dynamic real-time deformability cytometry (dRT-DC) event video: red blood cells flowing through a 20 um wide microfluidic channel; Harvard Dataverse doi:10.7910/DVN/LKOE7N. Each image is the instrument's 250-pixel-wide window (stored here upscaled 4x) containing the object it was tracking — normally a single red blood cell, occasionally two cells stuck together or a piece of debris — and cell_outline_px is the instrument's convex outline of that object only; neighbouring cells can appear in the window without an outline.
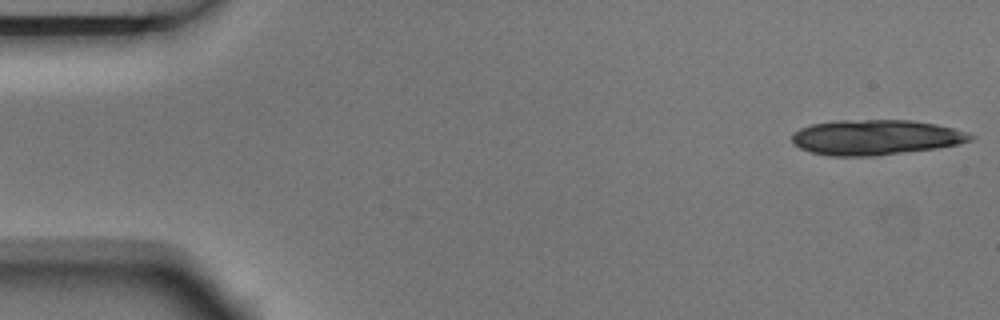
{"species": "Egyptian fruit bat (a non-hibernating species)", "species_latin": "Rousettus aegyptiacus", "temperature_condition": "room temperature", "stored_images_in_passage": 5, "camera_frame_rate_fps": 3000, "um_per_image_px": 0.085, "animal": {"sex": "male"}, "frame": {"image": 1, "passage_image": 1, "time_ms": 0.0, "image_size_px": [1000, 320], "cell_outline_px": [[976, 136], [972, 140], [960, 144], [940, 148], [876, 156], [832, 156], [812, 152], [800, 148], [792, 144], [792, 132], [800, 128], [812, 124], [836, 120], [912, 120], [936, 124], [968, 132]], "centroid_in_image_um": [74.45, 11.67], "position_along_channel_um": 10.5, "area_um2": 36.99}}
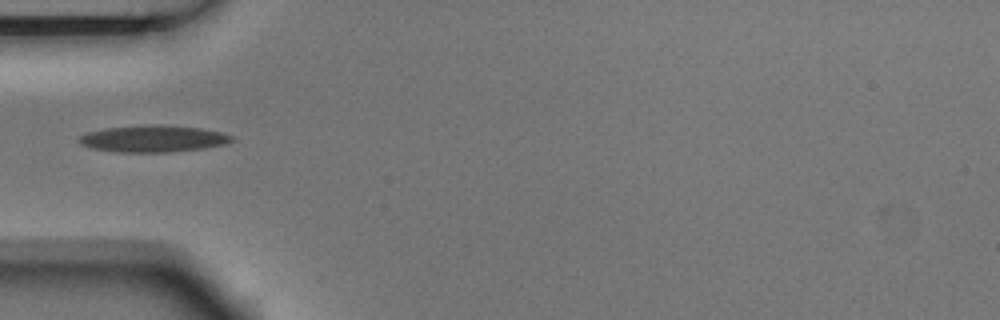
{"frame": {"image": 2, "passage_image": 5, "time_ms": 1.333, "image_size_px": [1000, 320], "cell_outline_px": [[236, 140], [224, 144], [200, 148], [168, 152], [116, 152], [92, 148], [80, 144], [80, 136], [88, 132], [108, 128], [152, 124], [156, 124], [200, 128], [220, 132], [232, 136]], "centroid_in_image_um": [13.02, 11.79], "position_along_channel_um": 72.0, "area_um2": 23.47}}